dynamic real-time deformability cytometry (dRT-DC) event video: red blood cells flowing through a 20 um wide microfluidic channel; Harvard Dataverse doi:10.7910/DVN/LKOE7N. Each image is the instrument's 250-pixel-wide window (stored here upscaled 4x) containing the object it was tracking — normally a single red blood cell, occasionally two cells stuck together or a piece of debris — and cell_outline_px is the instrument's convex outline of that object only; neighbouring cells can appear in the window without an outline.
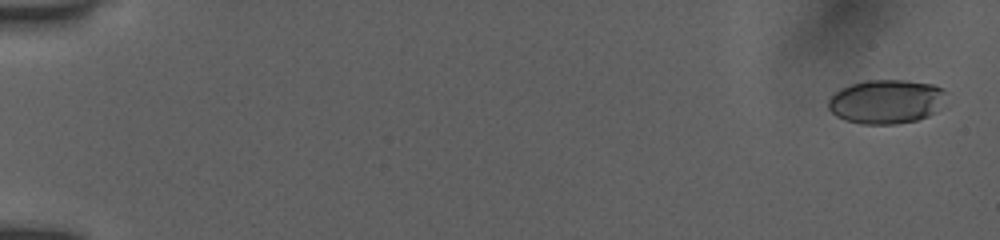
{"species": "human", "species_latin": "Homo sapiens", "temperature_condition": "room temperature", "stored_images_in_passage": 54, "camera_frame_rate_fps": 3000, "um_per_image_px": 0.085, "donor": {"sex": "female"}, "frame": {"image": 1, "passage_image": 2, "time_ms": 0.333, "image_size_px": [1000, 240], "cell_outline_px": [[948, 108], [928, 116], [916, 120], [896, 124], [860, 124], [844, 120], [836, 116], [828, 108], [828, 100], [840, 88], [864, 80], [904, 80], [932, 84], [944, 88], [948, 92]], "centroid_in_image_um": [75.45, 8.64], "position_along_channel_um": 9.5, "area_um2": 31.21}}
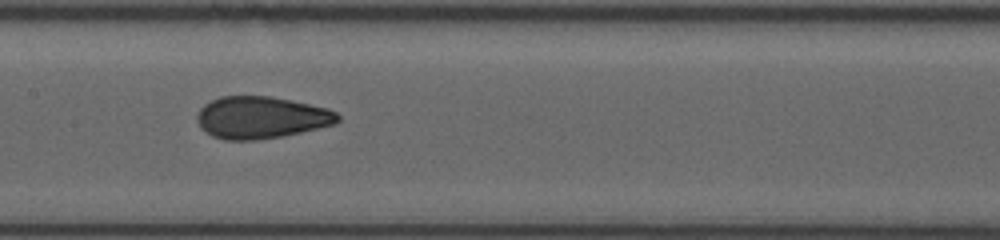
{"frame": {"image": 2, "passage_image": 29, "time_ms": 9.333, "image_size_px": [1000, 240], "cell_outline_px": [[340, 120], [336, 124], [300, 132], [280, 136], [256, 140], [224, 140], [212, 136], [200, 128], [196, 120], [196, 116], [200, 108], [204, 104], [220, 96], [272, 96], [292, 100], [328, 108], [336, 112], [340, 116]], "centroid_in_image_um": [22.18, 9.98], "position_along_channel_um": 185.2, "area_um2": 34.68}}
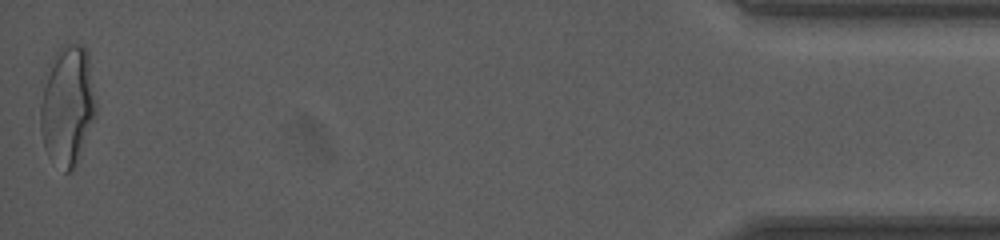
{"frame": {"image": 3, "passage_image": 54, "time_ms": 17.667, "image_size_px": [1000, 240], "cell_outline_px": [[96, 112], [76, 164], [68, 172], [64, 172], [48, 156], [44, 148], [40, 128], [40, 80], [48, 64], [56, 52], [60, 48], [68, 44], [80, 44], [88, 52], [96, 104]], "centroid_in_image_um": [5.68, 8.93], "position_along_channel_um": 429.5, "area_um2": 39.25}, "authors_computed_cell_mechanics": {"area_um2": 33.5529, "velocity_mm_per_s": 3.9327, "shape_relaxation_time_tau1_ms": 6.9731, "shape_relaxation_time_tau2_ms": 0.9258, "deformation_change_tau1": 0.2041, "deformation_change_tau2": 0.0663}}